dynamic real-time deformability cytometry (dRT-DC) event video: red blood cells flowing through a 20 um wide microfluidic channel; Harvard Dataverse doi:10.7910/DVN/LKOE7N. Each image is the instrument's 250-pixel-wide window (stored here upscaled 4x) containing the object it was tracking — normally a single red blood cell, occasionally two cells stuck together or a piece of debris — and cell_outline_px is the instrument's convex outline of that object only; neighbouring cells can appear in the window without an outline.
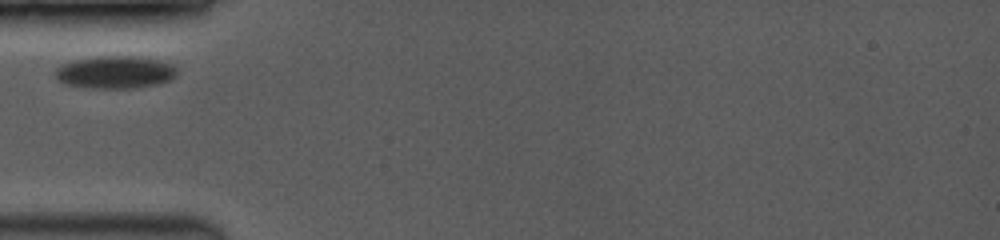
{"species": "common noctule bat (a hibernating species)", "species_latin": "Nyctalus noctula", "temperature_condition": "room temperature", "stored_images_in_passage": 4, "camera_frame_rate_fps": 3500, "um_per_image_px": 0.085, "animal": {"sex": "female", "body_mass_g": 19.0, "forearm_length_mm": 53.3}, "frame": {"image": 1, "passage_image": 1, "time_ms": 0.0, "image_size_px": [1000, 240], "cell_outline_px": [[176, 76], [172, 80], [156, 84], [132, 88], [92, 88], [64, 84], [56, 80], [52, 72], [56, 68], [64, 64], [76, 60], [96, 56], [136, 56], [160, 60], [172, 64], [176, 68]], "centroid_in_image_um": [9.77, 6.14], "position_along_channel_um": 75.2, "area_um2": 23.29}}
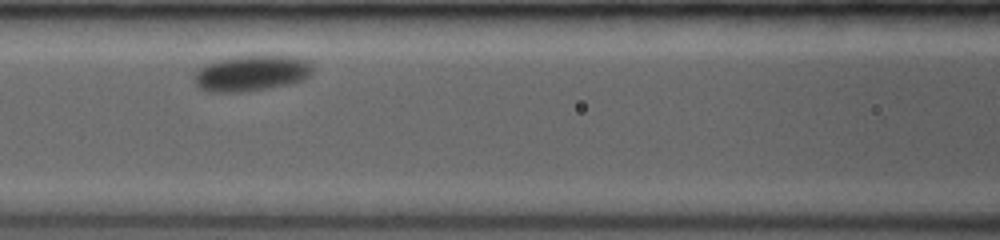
{"frame": {"image": 2, "passage_image": 3, "time_ms": 2.0, "image_size_px": [1000, 240], "cell_outline_px": [[312, 76], [304, 80], [292, 84], [240, 92], [208, 92], [196, 88], [192, 80], [196, 72], [200, 68], [208, 64], [220, 60], [236, 56], [288, 56], [304, 60], [312, 68]], "centroid_in_image_um": [21.34, 6.25], "position_along_channel_um": 145.3, "area_um2": 24.62}}
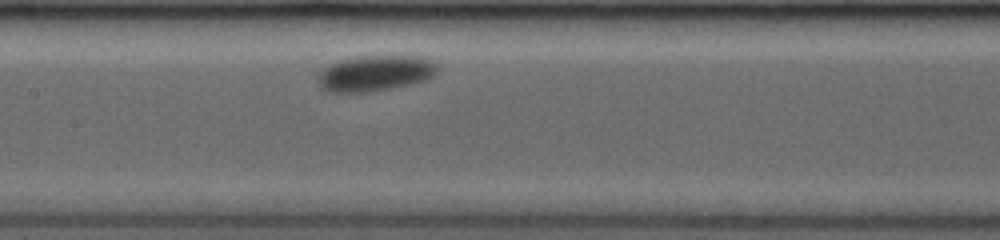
{"frame": {"image": 3, "passage_image": 4, "time_ms": 2.857, "image_size_px": [1000, 240], "cell_outline_px": [[440, 68], [428, 80], [412, 84], [368, 92], [328, 92], [320, 88], [320, 72], [328, 64], [360, 56], [416, 56], [432, 60]], "centroid_in_image_um": [31.93, 6.23], "position_along_channel_um": 175.5, "area_um2": 24.8}}